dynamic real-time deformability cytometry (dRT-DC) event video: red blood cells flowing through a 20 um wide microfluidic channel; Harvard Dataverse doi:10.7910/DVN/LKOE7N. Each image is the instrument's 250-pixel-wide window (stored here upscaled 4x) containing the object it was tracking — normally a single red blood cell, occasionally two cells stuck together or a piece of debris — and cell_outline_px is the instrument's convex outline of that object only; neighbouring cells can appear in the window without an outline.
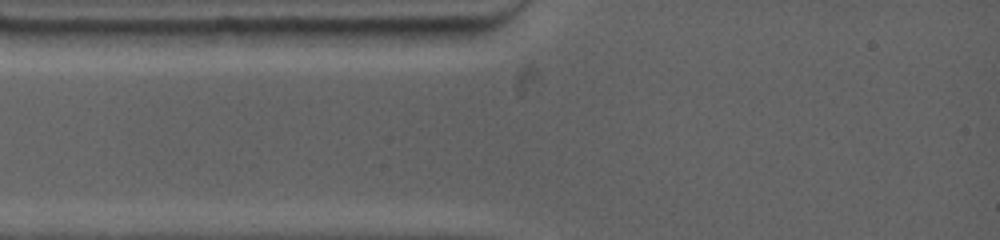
{"species": "common noctule bat (a hibernating species)", "species_latin": "Nyctalus noctula", "temperature_condition": "warm", "stored_images_in_passage": 2, "camera_frame_rate_fps": 4500, "um_per_image_px": 0.085, "animal": {"sex": "female", "body_mass_g": 19.0, "forearm_length_mm": 53.3}, "frame": {"image": 1, "passage_image": 1, "time_ms": 0.0, "image_size_px": [1000, 240], "cell_outline_px": [[476, 32], [472, 36], [448, 44], [388, 44], [364, 28], [476, 28]], "centroid_in_image_um": [35.86, 2.99], "position_along_channel_um": 49.1, "area_um2": 10.58}}